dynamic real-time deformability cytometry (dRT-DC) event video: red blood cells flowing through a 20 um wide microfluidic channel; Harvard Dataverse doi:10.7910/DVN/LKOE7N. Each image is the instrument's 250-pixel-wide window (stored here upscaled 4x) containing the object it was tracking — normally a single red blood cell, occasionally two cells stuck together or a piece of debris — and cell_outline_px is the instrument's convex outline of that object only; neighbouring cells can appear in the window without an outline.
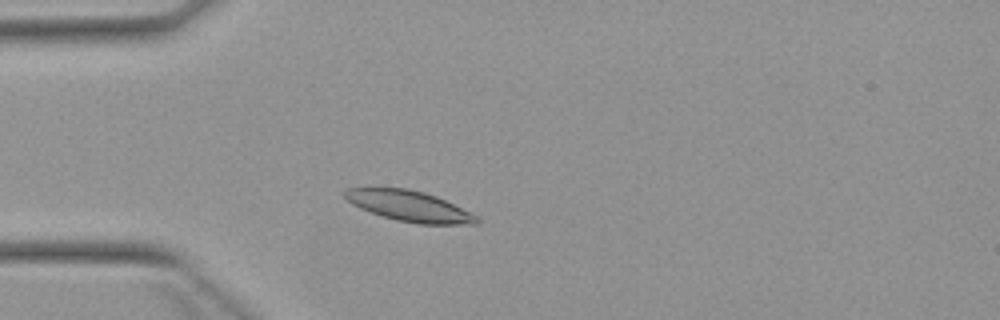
{"species": "Egyptian fruit bat (a non-hibernating species)", "species_latin": "Rousettus aegyptiacus", "temperature_condition": "warm", "stored_images_in_passage": 2, "camera_frame_rate_fps": 3000, "um_per_image_px": 0.085, "animal": {"sex": "female"}, "frame": {"image": 1, "passage_image": 2, "time_ms": 1.333, "image_size_px": [1000, 320], "cell_outline_px": [[480, 224], [416, 224], [396, 220], [360, 208], [352, 204], [340, 192], [344, 188], [408, 188], [424, 192], [436, 196], [476, 216], [480, 220]], "centroid_in_image_um": [34.74, 17.51], "position_along_channel_um": 50.3, "area_um2": 23.35}}